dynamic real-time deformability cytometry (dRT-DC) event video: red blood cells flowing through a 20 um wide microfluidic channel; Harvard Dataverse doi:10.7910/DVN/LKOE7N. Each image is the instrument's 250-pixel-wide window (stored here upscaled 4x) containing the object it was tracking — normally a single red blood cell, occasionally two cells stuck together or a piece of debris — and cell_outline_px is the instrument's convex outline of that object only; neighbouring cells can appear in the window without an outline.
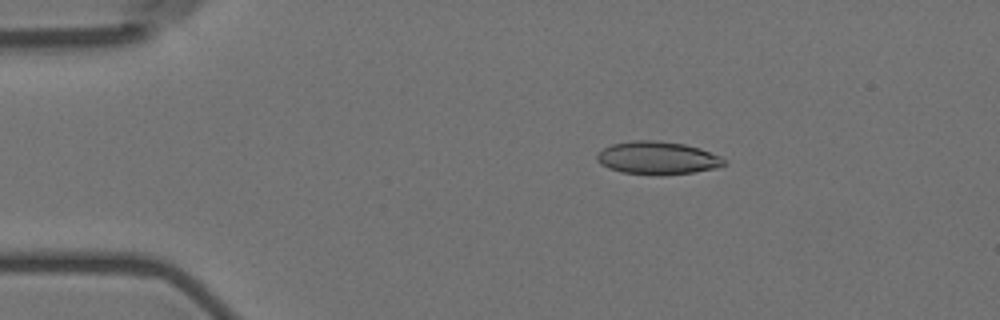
{"species": "Egyptian fruit bat (a non-hibernating species)", "species_latin": "Rousettus aegyptiacus", "temperature_condition": "room temperature", "stored_images_in_passage": 6, "camera_frame_rate_fps": 3000, "um_per_image_px": 0.085, "animal": {"sex": "female"}, "frame": {"image": 1, "passage_image": 3, "time_ms": 2.0, "image_size_px": [1000, 320], "cell_outline_px": [[728, 164], [716, 168], [692, 172], [660, 176], [620, 172], [608, 168], [600, 164], [596, 160], [596, 152], [612, 144], [632, 140], [656, 140], [684, 144], [700, 148], [720, 156]], "centroid_in_image_um": [55.85, 13.43], "position_along_channel_um": 29.1, "area_um2": 24.68}}
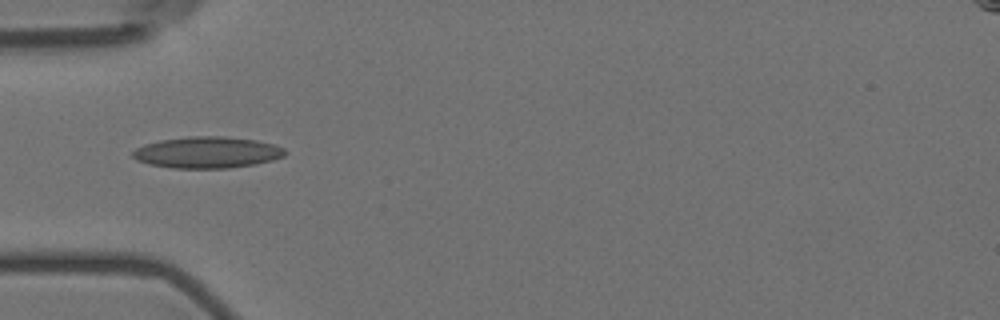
{"frame": {"image": 2, "passage_image": 5, "time_ms": 4.667, "image_size_px": [1000, 320], "cell_outline_px": [[288, 152], [284, 156], [272, 160], [256, 164], [228, 168], [172, 168], [148, 164], [136, 160], [132, 156], [132, 152], [136, 148], [144, 144], [160, 140], [188, 136], [224, 136], [256, 140], [276, 144], [284, 148]], "centroid_in_image_um": [17.62, 12.95], "position_along_channel_um": 67.4, "area_um2": 28.15}}
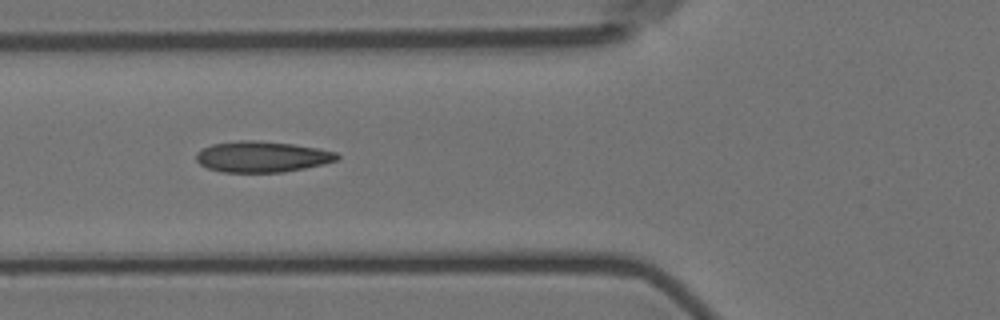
{"frame": {"image": 3, "passage_image": 6, "time_ms": 5.667, "image_size_px": [1000, 320], "cell_outline_px": [[340, 156], [336, 160], [324, 164], [284, 172], [220, 172], [208, 168], [200, 164], [196, 160], [196, 152], [212, 144], [240, 140], [256, 140], [292, 144], [320, 148], [336, 152]], "centroid_in_image_um": [22.27, 13.32], "position_along_channel_um": 103.5, "area_um2": 25.43}}